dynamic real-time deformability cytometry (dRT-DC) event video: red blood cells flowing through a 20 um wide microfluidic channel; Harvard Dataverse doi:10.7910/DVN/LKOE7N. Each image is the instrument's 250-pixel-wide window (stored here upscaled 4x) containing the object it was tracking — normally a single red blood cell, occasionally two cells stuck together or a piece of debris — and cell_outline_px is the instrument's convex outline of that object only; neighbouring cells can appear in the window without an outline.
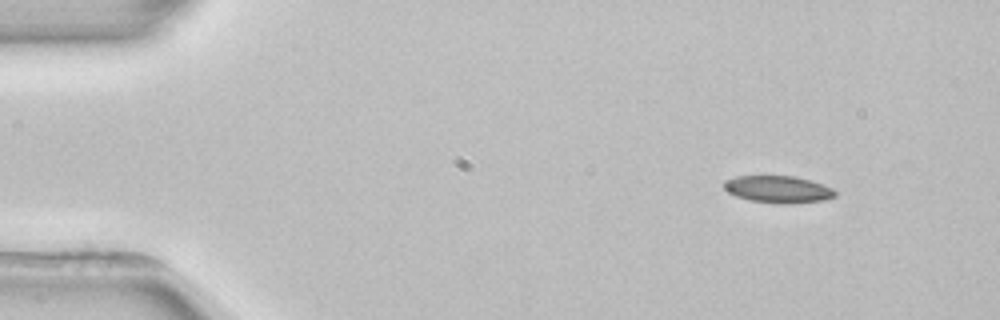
{"species": "common noctule bat (a hibernating species)", "species_latin": "Nyctalus noctula", "temperature_condition": "room temperature", "stored_images_in_passage": 3, "camera_frame_rate_fps": 3000, "um_per_image_px": 0.085, "animal": {"sex": "female", "body_mass_g": 22.7, "forearm_length_mm": 54.2}, "frame": {"image": 1, "passage_image": 1, "time_ms": 0.0, "image_size_px": [1000, 320], "cell_outline_px": [[836, 196], [824, 200], [748, 200], [736, 196], [728, 192], [724, 188], [724, 180], [736, 176], [796, 176], [812, 180], [832, 188], [836, 192]], "centroid_in_image_um": [66.1, 16.01], "position_along_channel_um": 18.9, "area_um2": 16.47}}